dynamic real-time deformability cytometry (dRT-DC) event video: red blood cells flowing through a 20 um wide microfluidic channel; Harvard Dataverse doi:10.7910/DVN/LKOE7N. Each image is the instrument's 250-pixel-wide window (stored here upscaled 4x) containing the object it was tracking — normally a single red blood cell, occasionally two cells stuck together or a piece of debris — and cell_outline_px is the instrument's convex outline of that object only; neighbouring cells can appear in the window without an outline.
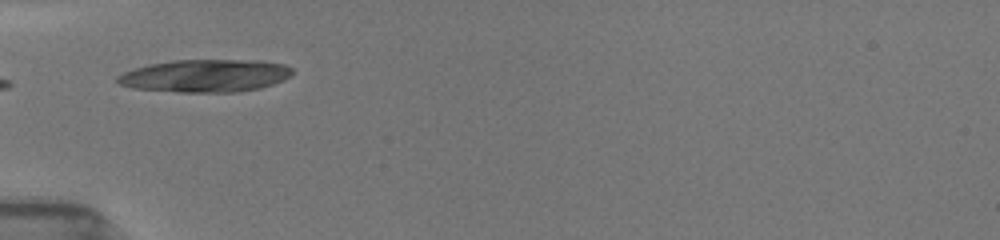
{"species": "common noctule bat (a hibernating species)", "species_latin": "Nyctalus noctula", "temperature_condition": "room temperature", "stored_images_in_passage": 10, "camera_frame_rate_fps": 3000, "um_per_image_px": 0.085, "animal": {"sex": "female", "body_mass_g": 19.5, "forearm_length_mm": 54.1}, "frame": {"image": 1, "passage_image": 1, "time_ms": 0.0, "image_size_px": [1000, 240], "cell_outline_px": [[292, 76], [284, 80], [260, 88], [240, 92], [180, 92], [132, 88], [120, 84], [116, 80], [116, 76], [124, 72], [148, 64], [172, 60], [264, 60], [284, 64], [292, 68]], "centroid_in_image_um": [17.48, 6.43], "position_along_channel_um": 67.5, "area_um2": 33.52}}